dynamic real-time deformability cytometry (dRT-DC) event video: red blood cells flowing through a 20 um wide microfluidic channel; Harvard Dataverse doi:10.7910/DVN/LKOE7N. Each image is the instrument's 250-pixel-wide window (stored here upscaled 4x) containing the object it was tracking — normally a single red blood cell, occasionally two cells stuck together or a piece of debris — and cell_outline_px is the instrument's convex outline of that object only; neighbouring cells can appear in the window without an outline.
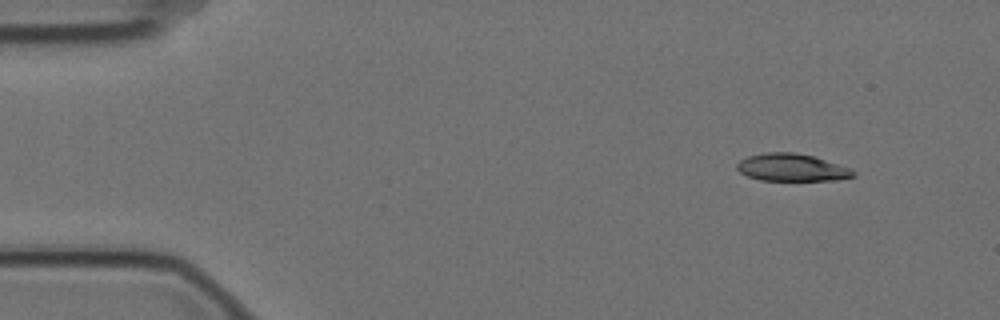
{"species": "Egyptian fruit bat (a non-hibernating species)", "species_latin": "Rousettus aegyptiacus", "temperature_condition": "cold", "stored_images_in_passage": 51, "camera_frame_rate_fps": 3000, "um_per_image_px": 0.085, "animal": {"sex": "female"}, "frame": {"image": 1, "passage_image": 1, "time_ms": 0.0, "image_size_px": [1000, 320], "cell_outline_px": [[856, 176], [832, 180], [760, 180], [748, 176], [740, 172], [736, 168], [736, 164], [740, 160], [748, 156], [764, 152], [792, 152], [812, 156], [848, 168], [856, 172]], "centroid_in_image_um": [67.24, 14.24], "position_along_channel_um": 17.8, "area_um2": 18.32}}
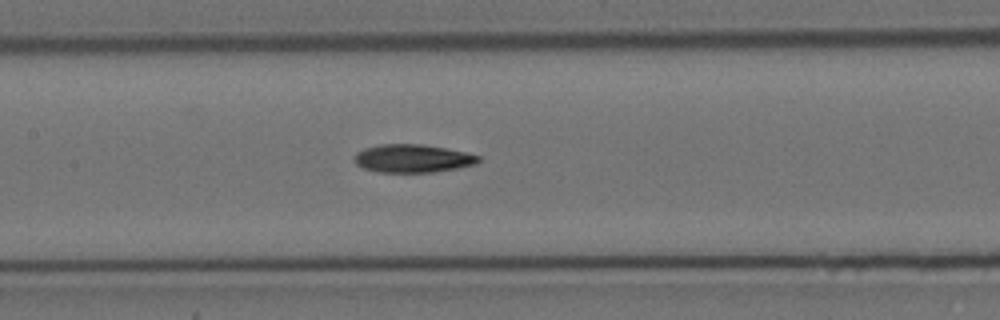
{"frame": {"image": 2, "passage_image": 22, "time_ms": 7.0, "image_size_px": [1000, 320], "cell_outline_px": [[480, 160], [476, 164], [436, 172], [380, 172], [364, 168], [356, 164], [356, 152], [364, 148], [380, 144], [420, 144], [448, 148], [480, 156]], "centroid_in_image_um": [35.09, 13.46], "position_along_channel_um": 172.3, "area_um2": 20.23}}
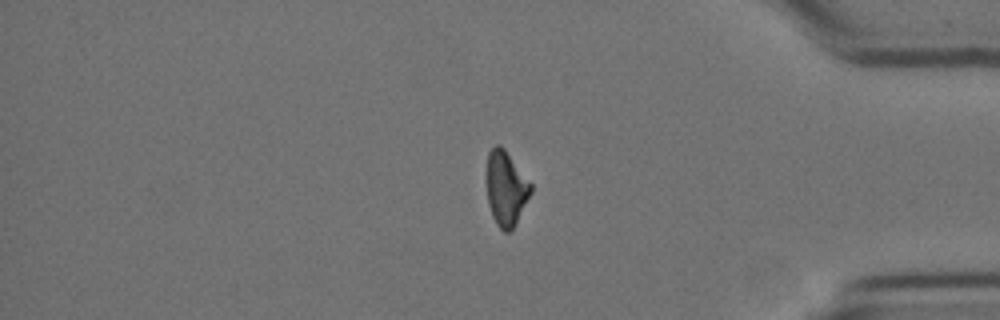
{"frame": {"image": 3, "passage_image": 43, "time_ms": 14.0, "image_size_px": [1000, 320], "cell_outline_px": [[532, 192], [512, 228], [508, 232], [504, 232], [496, 224], [492, 216], [488, 204], [488, 152], [496, 144], [500, 144], [504, 148], [532, 184]], "centroid_in_image_um": [43.02, 16.0], "position_along_channel_um": 392.2, "area_um2": 18.79}, "authors_computed_cell_mechanics": {"area_um2": 20.1144, "velocity_mm_per_s": 3.5174, "shape_relaxation_time_tau1_ms": 7.371, "shape_relaxation_time_tau2_ms": null, "deformation_change_tau1": 0.1945, "deformation_change_tau2": null}}